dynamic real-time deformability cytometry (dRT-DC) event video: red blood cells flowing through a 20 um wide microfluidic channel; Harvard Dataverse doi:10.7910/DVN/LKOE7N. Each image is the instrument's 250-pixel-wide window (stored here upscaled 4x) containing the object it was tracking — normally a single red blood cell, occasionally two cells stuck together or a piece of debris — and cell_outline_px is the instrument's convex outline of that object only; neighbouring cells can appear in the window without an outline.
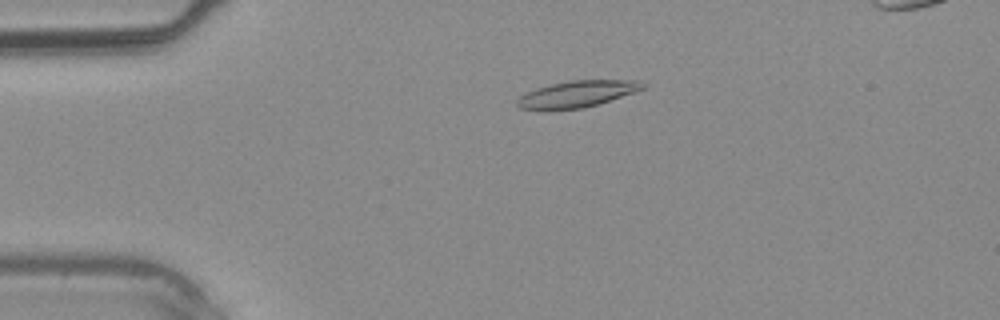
{"species": "common noctule bat (a hibernating species)", "species_latin": "Nyctalus noctula", "temperature_condition": "warm", "stored_images_in_passage": 2, "camera_frame_rate_fps": 3000, "um_per_image_px": 0.085, "animal": {"sex": "male", "body_mass_g": 20.4}, "frame": {"image": 1, "passage_image": 1, "time_ms": 0.0, "image_size_px": [1000, 320], "cell_outline_px": [[648, 84], [644, 88], [636, 92], [584, 108], [548, 112], [544, 112], [520, 108], [516, 104], [516, 100], [520, 96], [536, 88], [568, 80], [636, 80]], "centroid_in_image_um": [49.01, 8.02], "position_along_channel_um": 36.0, "area_um2": 19.94}}